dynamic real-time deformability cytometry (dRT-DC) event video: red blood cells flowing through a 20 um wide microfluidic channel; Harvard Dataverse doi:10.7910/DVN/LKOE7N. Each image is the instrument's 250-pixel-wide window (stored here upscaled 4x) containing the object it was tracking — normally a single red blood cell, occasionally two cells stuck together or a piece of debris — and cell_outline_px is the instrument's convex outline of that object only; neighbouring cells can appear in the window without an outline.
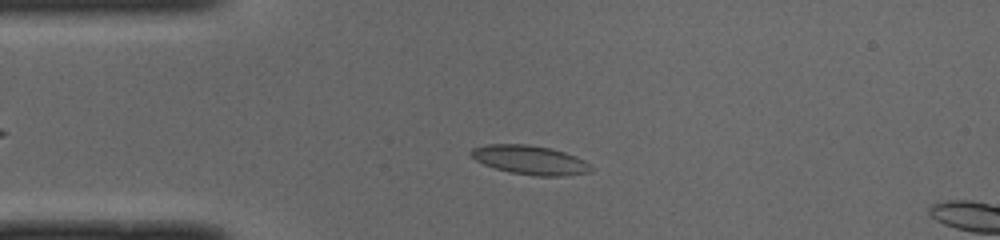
{"species": "common noctule bat (a hibernating species)", "species_latin": "Nyctalus noctula", "temperature_condition": "cold", "stored_images_in_passage": 6, "camera_frame_rate_fps": 3000, "um_per_image_px": 0.085, "animal": {"sex": "male", "body_mass_g": 19.0, "forearm_length_mm": 50.8}, "frame": {"image": 1, "passage_image": 3, "time_ms": 0.667, "image_size_px": [1000, 240], "cell_outline_px": [[596, 168], [588, 172], [564, 176], [536, 176], [508, 172], [484, 164], [476, 160], [468, 152], [472, 148], [488, 144], [528, 144], [552, 148], [576, 156], [584, 160]], "centroid_in_image_um": [45.07, 13.59], "position_along_channel_um": 39.9, "area_um2": 20.46}}